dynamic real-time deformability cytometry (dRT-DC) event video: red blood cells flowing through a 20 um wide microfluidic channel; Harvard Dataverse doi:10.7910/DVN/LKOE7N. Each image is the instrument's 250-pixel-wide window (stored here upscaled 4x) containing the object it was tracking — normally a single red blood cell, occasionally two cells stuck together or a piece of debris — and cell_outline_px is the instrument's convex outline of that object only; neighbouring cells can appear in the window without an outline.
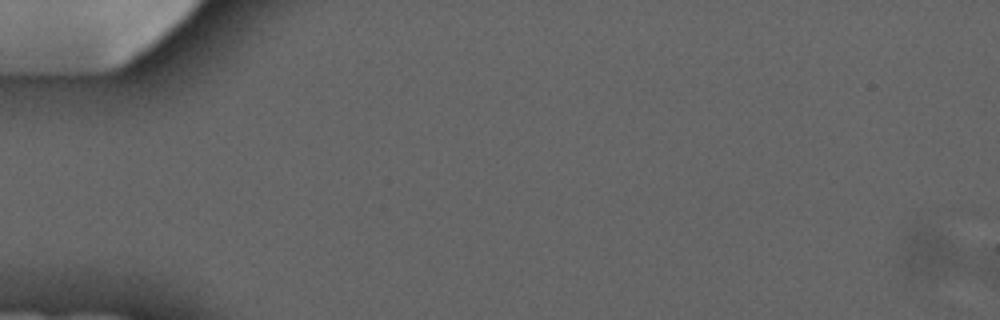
{"species": "common noctule bat (a hibernating species)", "species_latin": "Nyctalus noctula", "temperature_condition": "cold", "stored_images_in_passage": 1, "camera_frame_rate_fps": 3000, "um_per_image_px": 0.085, "animal": {"sex": "male", "forearm_length_mm": 52.5}, "frame": {"image": 1, "passage_image": 1, "time_ms": 0.0, "image_size_px": [1000, 320], "cell_outline_px": [[964, 264], [940, 276], [908, 276], [900, 264], [900, 256], [908, 228], [920, 228], [940, 232], [960, 252]], "centroid_in_image_um": [78.92, 21.57], "position_along_channel_um": 6.1, "area_um2": 16.82}}